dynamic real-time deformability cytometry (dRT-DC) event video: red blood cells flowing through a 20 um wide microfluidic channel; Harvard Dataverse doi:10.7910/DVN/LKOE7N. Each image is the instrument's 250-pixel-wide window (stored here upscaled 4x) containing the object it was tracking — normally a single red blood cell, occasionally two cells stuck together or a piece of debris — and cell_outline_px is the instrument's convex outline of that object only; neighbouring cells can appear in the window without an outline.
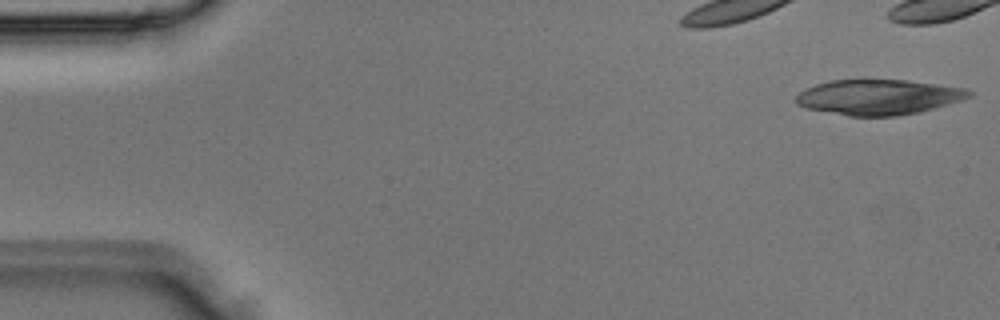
{"species": "Egyptian fruit bat (a non-hibernating species)", "species_latin": "Rousettus aegyptiacus", "temperature_condition": "room temperature", "stored_images_in_passage": 6, "camera_frame_rate_fps": 3000, "um_per_image_px": 0.085, "animal": {"sex": "male"}, "frame": {"image": 1, "passage_image": 1, "time_ms": 0.0, "image_size_px": [1000, 320], "cell_outline_px": [[972, 96], [960, 100], [920, 112], [896, 116], [848, 116], [808, 108], [796, 104], [796, 96], [804, 88], [828, 80], [864, 76], [904, 80], [968, 88], [972, 92]], "centroid_in_image_um": [74.63, 8.2], "position_along_channel_um": 10.4, "area_um2": 36.53}}
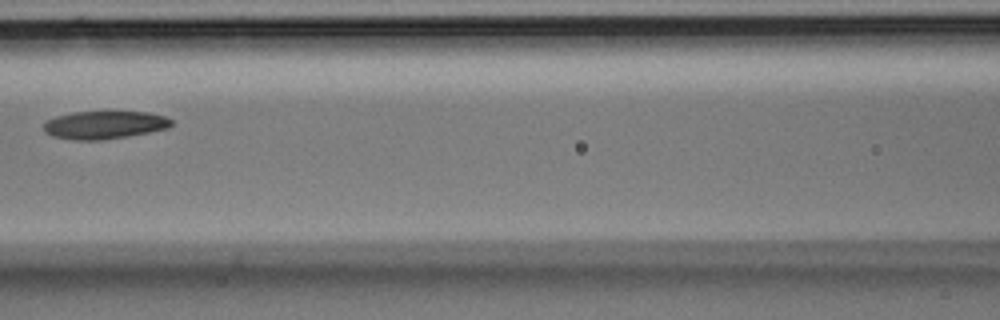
{"frame": {"image": 2, "passage_image": 6, "time_ms": 1.667, "image_size_px": [1000, 320], "cell_outline_px": [[172, 124], [168, 128], [128, 136], [104, 140], [72, 140], [52, 136], [44, 132], [44, 120], [56, 116], [72, 112], [148, 112], [164, 116], [172, 120]], "centroid_in_image_um": [8.83, 10.62], "position_along_channel_um": 157.8, "area_um2": 20.87}}